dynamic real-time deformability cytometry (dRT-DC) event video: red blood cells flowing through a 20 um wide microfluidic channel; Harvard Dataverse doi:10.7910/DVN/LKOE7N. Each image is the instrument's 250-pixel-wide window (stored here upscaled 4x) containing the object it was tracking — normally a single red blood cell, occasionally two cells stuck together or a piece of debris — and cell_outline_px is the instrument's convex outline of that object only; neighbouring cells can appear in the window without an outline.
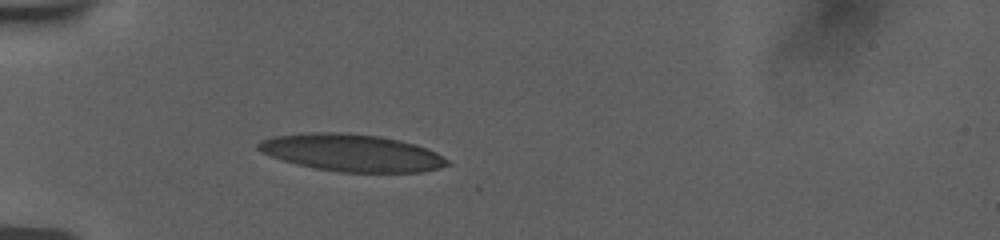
{"species": "human", "species_latin": "Homo sapiens", "temperature_condition": "room temperature", "stored_images_in_passage": 5, "camera_frame_rate_fps": 3000, "um_per_image_px": 0.085, "donor": {"sex": "female"}, "frame": {"image": 1, "passage_image": 3, "time_ms": 1.667, "image_size_px": [1000, 240], "cell_outline_px": [[452, 164], [440, 168], [424, 172], [340, 172], [312, 168], [296, 164], [260, 152], [256, 148], [256, 144], [272, 136], [312, 132], [336, 132], [376, 136], [400, 140], [416, 144], [436, 152], [448, 160]], "centroid_in_image_um": [29.91, 12.99], "position_along_channel_um": 55.1, "area_um2": 40.98}}
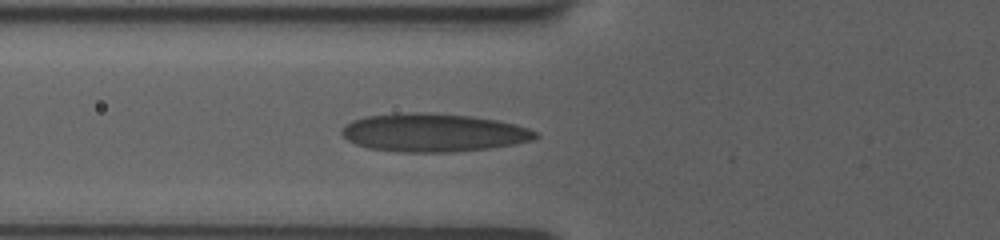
{"frame": {"image": 2, "passage_image": 5, "time_ms": 3.0, "image_size_px": [1000, 240], "cell_outline_px": [[540, 136], [532, 140], [512, 144], [488, 148], [452, 152], [400, 152], [368, 148], [356, 144], [348, 140], [340, 132], [340, 128], [352, 120], [368, 116], [400, 112], [424, 112], [472, 116], [500, 120], [528, 128], [536, 132]], "centroid_in_image_um": [36.82, 11.26], "position_along_channel_um": 89.0, "area_um2": 43.29}}